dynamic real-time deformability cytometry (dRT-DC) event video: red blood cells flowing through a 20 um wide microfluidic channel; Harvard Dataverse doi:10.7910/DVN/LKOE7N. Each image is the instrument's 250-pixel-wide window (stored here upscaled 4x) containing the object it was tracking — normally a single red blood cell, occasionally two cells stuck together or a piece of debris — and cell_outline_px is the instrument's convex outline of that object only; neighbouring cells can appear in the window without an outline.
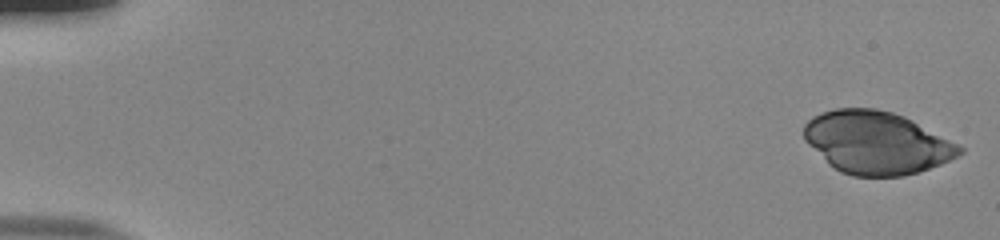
{"species": "human", "species_latin": "Homo sapiens", "temperature_condition": "room temperature", "stored_images_in_passage": 53, "camera_frame_rate_fps": 3000, "um_per_image_px": 0.085, "donor": {"sex": "male"}, "frame": {"image": 1, "passage_image": 1, "time_ms": 0.0, "image_size_px": [1000, 240], "cell_outline_px": [[964, 152], [940, 164], [904, 176], [852, 176], [840, 172], [828, 164], [804, 140], [804, 124], [812, 116], [820, 112], [836, 108], [876, 108], [892, 112], [904, 116], [960, 144], [964, 148]], "centroid_in_image_um": [74.49, 12.12], "position_along_channel_um": 10.5, "area_um2": 56.88}}
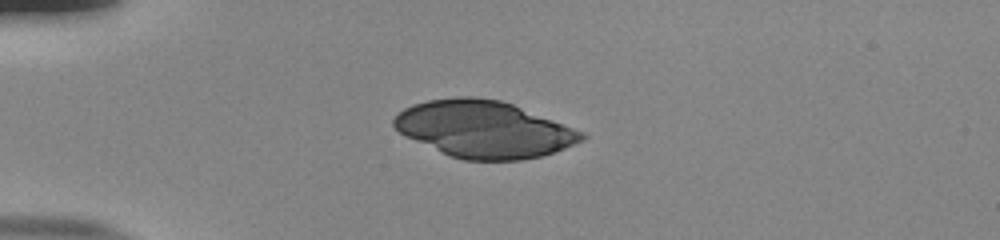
{"frame": {"image": 2, "passage_image": 14, "time_ms": 4.333, "image_size_px": [1000, 240], "cell_outline_px": [[588, 136], [584, 140], [564, 148], [540, 156], [520, 160], [464, 160], [448, 156], [404, 136], [392, 124], [392, 120], [404, 108], [412, 104], [428, 100], [456, 96], [476, 96], [500, 100], [512, 104], [584, 132]], "centroid_in_image_um": [41.1, 10.98], "position_along_channel_um": 43.9, "area_um2": 62.08}}